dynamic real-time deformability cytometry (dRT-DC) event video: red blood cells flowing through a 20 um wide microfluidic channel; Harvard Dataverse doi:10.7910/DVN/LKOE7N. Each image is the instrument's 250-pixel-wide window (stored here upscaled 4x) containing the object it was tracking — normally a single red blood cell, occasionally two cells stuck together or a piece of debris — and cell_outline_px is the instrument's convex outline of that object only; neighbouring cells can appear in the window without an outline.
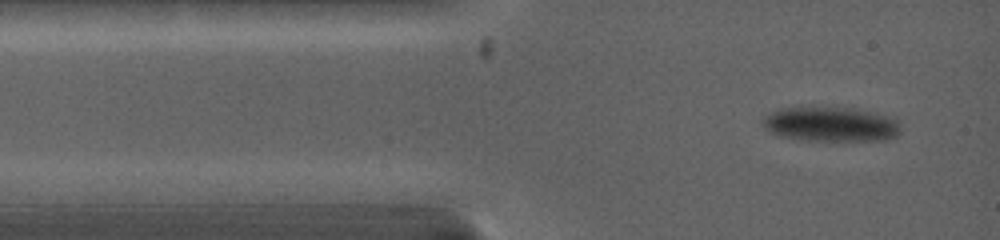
{"species": "common noctule bat (a hibernating species)", "species_latin": "Nyctalus noctula", "temperature_condition": "warm", "stored_images_in_passage": 14, "camera_frame_rate_fps": 5000, "um_per_image_px": 0.085, "animal": {"sex": "female", "body_mass_g": 19.0, "forearm_length_mm": 53.3}, "frame": {"image": 1, "passage_image": 1, "time_ms": 0.0, "image_size_px": [1000, 240], "cell_outline_px": [[900, 132], [896, 136], [884, 140], [808, 140], [780, 136], [768, 132], [764, 128], [764, 116], [772, 112], [784, 108], [852, 108], [872, 112], [896, 120], [900, 128]], "centroid_in_image_um": [70.6, 10.57], "position_along_channel_um": 14.4, "area_um2": 27.22}}
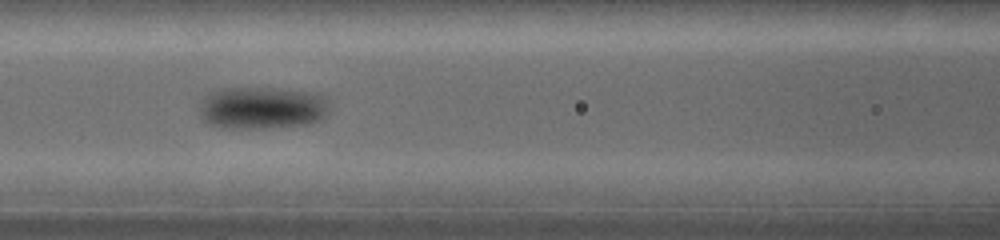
{"frame": {"image": 2, "passage_image": 10, "time_ms": 4.2, "image_size_px": [1000, 240], "cell_outline_px": [[328, 112], [320, 120], [304, 124], [260, 128], [228, 128], [212, 124], [204, 120], [200, 116], [200, 100], [208, 92], [220, 88], [280, 88], [308, 92], [328, 96]], "centroid_in_image_um": [22.26, 9.14], "position_along_channel_um": 144.3, "area_um2": 32.19}}
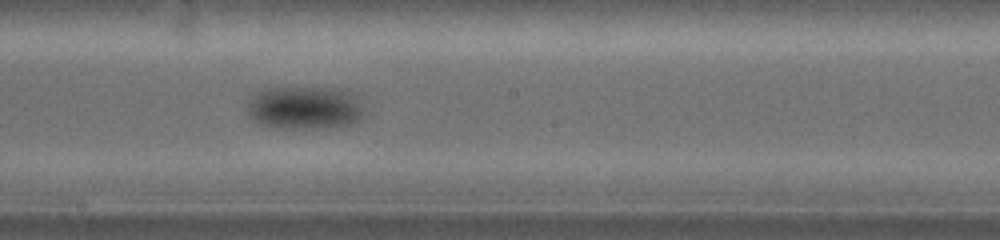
{"frame": {"image": 3, "passage_image": 14, "time_ms": 6.2, "image_size_px": [1000, 240], "cell_outline_px": [[364, 116], [360, 120], [348, 124], [308, 128], [284, 128], [260, 124], [252, 120], [248, 116], [248, 100], [256, 92], [264, 88], [336, 88], [348, 92], [356, 96]], "centroid_in_image_um": [25.83, 9.15], "position_along_channel_um": 222.4, "area_um2": 29.02}}